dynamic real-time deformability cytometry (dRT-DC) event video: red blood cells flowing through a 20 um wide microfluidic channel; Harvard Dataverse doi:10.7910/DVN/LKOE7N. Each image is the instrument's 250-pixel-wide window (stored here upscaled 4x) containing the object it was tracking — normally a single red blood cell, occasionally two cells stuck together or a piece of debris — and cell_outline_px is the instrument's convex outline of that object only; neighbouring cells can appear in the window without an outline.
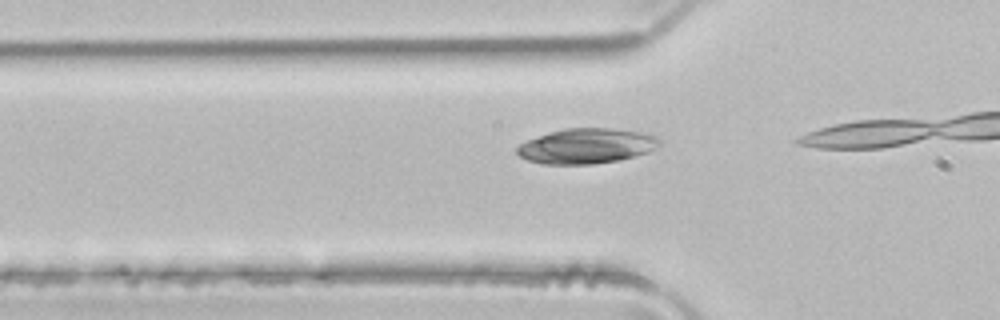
{"species": "common noctule bat (a hibernating species)", "species_latin": "Nyctalus noctula", "temperature_condition": "room temperature", "stored_images_in_passage": 14, "camera_frame_rate_fps": 3000, "um_per_image_px": 0.085, "animal": {"sex": "male", "body_mass_g": 21.5, "forearm_length_mm": 52.0}, "frame": {"image": 1, "passage_image": 12, "time_ms": 3.667, "image_size_px": [1000, 320], "cell_outline_px": [[664, 140], [656, 148], [648, 152], [616, 160], [592, 164], [540, 164], [528, 160], [520, 156], [516, 152], [516, 148], [520, 144], [528, 140], [564, 128], [612, 128], [640, 132], [656, 136]], "centroid_in_image_um": [49.87, 12.41], "position_along_channel_um": 75.9, "area_um2": 28.96}}